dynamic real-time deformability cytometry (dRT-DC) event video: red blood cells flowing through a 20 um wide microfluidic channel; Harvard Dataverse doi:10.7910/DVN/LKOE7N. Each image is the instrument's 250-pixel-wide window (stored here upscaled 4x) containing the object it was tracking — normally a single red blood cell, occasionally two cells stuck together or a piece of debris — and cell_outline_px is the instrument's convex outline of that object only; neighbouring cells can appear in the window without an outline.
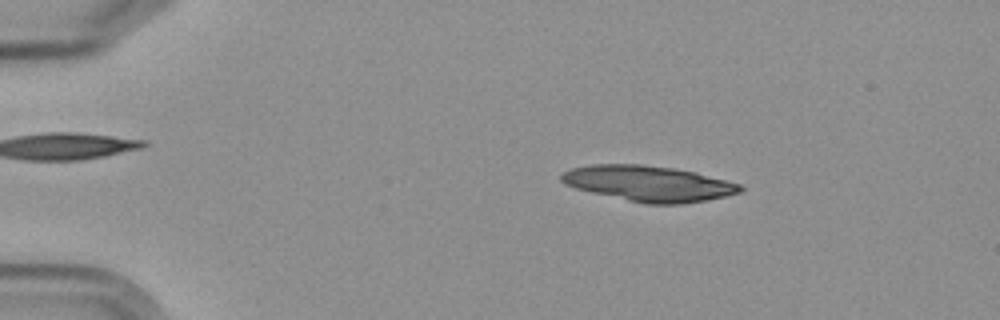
{"species": "Egyptian fruit bat (a non-hibernating species)", "species_latin": "Rousettus aegyptiacus", "temperature_condition": "cold", "stored_images_in_passage": 4, "camera_frame_rate_fps": 3000, "um_per_image_px": 0.085, "frame": {"image": 1, "passage_image": 2, "time_ms": 1.333, "image_size_px": [1000, 320], "cell_outline_px": [[744, 188], [740, 192], [724, 196], [704, 200], [680, 204], [644, 204], [592, 192], [576, 188], [564, 184], [560, 180], [560, 176], [564, 172], [572, 168], [592, 164], [644, 164], [676, 168], [696, 172], [740, 184]], "centroid_in_image_um": [55.12, 15.59], "position_along_channel_um": 29.9, "area_um2": 36.99}}